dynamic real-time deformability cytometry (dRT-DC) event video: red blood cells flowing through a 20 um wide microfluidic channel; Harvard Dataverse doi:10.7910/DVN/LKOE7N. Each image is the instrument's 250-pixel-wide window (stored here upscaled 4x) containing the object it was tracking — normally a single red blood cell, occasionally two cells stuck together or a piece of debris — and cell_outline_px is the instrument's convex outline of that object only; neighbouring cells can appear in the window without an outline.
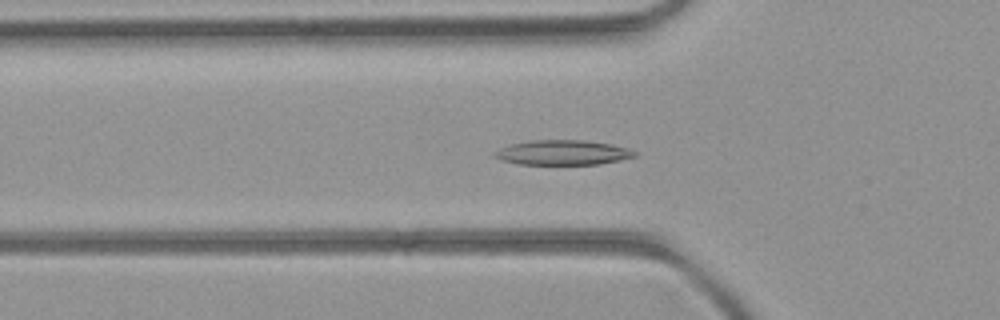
{"species": "common noctule bat (a hibernating species)", "species_latin": "Nyctalus noctula", "temperature_condition": "room temperature", "stored_images_in_passage": 53, "camera_frame_rate_fps": 3000, "um_per_image_px": 0.085, "animal": {"sex": "female", "body_mass_g": 21.9}, "frame": {"image": 1, "passage_image": 17, "time_ms": 5.333, "image_size_px": [1000, 320], "cell_outline_px": [[636, 156], [620, 160], [600, 164], [516, 164], [500, 160], [492, 156], [492, 152], [508, 144], [532, 140], [584, 140], [612, 144], [628, 148], [636, 152]], "centroid_in_image_um": [47.78, 12.96], "position_along_channel_um": 78.0, "area_um2": 20.46}}
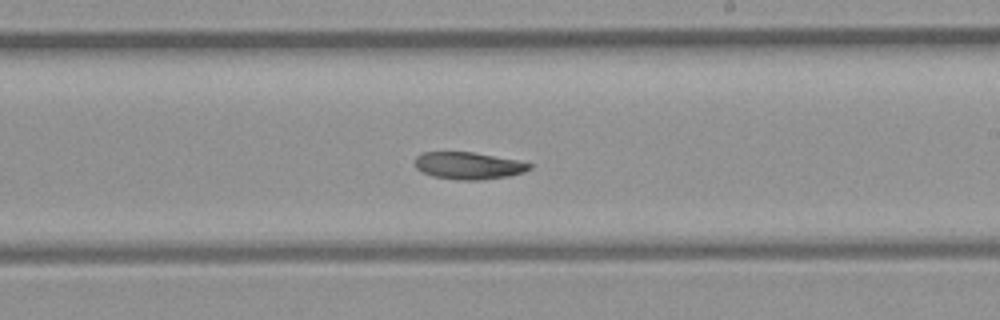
{"frame": {"image": 2, "passage_image": 30, "time_ms": 9.667, "image_size_px": [1000, 320], "cell_outline_px": [[532, 168], [524, 172], [508, 176], [476, 180], [460, 180], [432, 176], [416, 168], [416, 156], [424, 152], [472, 152], [516, 160], [532, 164]], "centroid_in_image_um": [39.82, 14.08], "position_along_channel_um": 249.2, "area_um2": 17.86}}
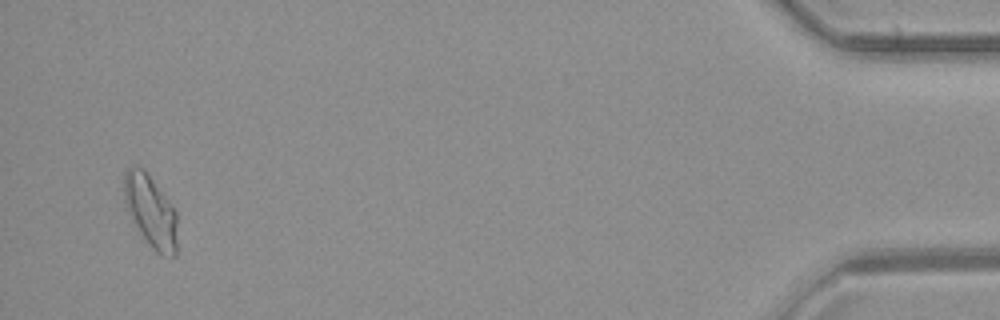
{"frame": {"image": 3, "passage_image": 50, "time_ms": 16.333, "image_size_px": [1000, 320], "cell_outline_px": [[176, 256], [172, 256], [156, 252], [140, 232], [124, 200], [124, 172], [128, 168], [144, 168], [176, 208]], "centroid_in_image_um": [12.84, 17.91], "position_along_channel_um": 422.4, "area_um2": 21.91}, "authors_computed_cell_mechanics": {"area_um2": 19.5364, "velocity_mm_per_s": 3.9362, "shape_relaxation_time_tau1_ms": 8.5454, "shape_relaxation_time_tau2_ms": null, "deformation_change_tau1": 0.171, "deformation_change_tau2": null}}